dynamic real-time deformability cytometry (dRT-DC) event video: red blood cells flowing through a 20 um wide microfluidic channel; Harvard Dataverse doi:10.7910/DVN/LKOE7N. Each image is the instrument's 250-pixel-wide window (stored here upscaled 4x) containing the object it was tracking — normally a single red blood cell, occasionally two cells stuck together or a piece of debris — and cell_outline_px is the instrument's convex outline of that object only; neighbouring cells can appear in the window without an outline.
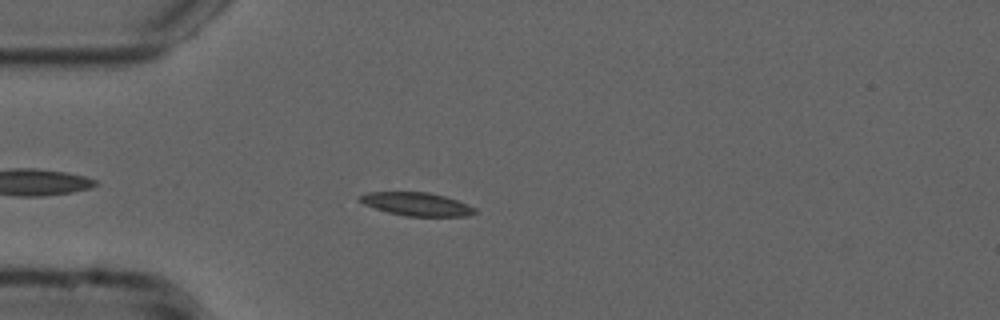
{"species": "common noctule bat (a hibernating species)", "species_latin": "Nyctalus noctula", "temperature_condition": "cold", "stored_images_in_passage": 20, "camera_frame_rate_fps": 3000, "um_per_image_px": 0.085, "animal": {"sex": "male", "forearm_length_mm": 52.5}, "frame": {"image": 1, "passage_image": 6, "time_ms": 1.667, "image_size_px": [1000, 320], "cell_outline_px": [[476, 212], [468, 216], [404, 216], [388, 212], [364, 204], [356, 200], [360, 196], [368, 192], [428, 192], [444, 196], [456, 200], [476, 208]], "centroid_in_image_um": [35.4, 17.35], "position_along_channel_um": 49.6, "area_um2": 15.49}}
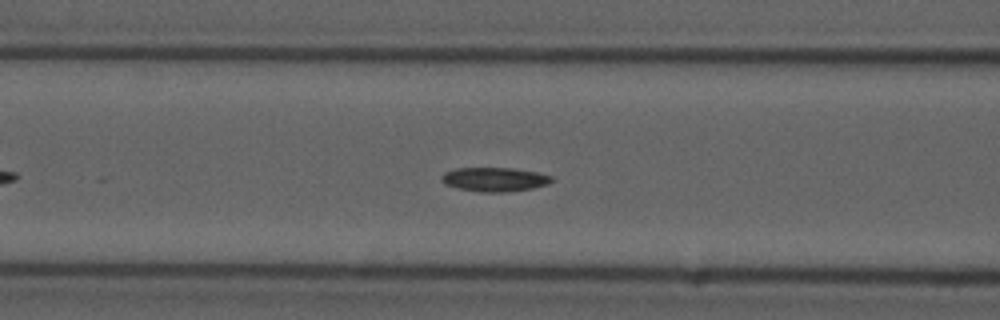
{"frame": {"image": 2, "passage_image": 13, "time_ms": 4.0, "image_size_px": [1000, 320], "cell_outline_px": [[556, 180], [548, 184], [532, 188], [508, 192], [480, 192], [460, 188], [444, 184], [440, 180], [440, 176], [444, 172], [456, 168], [512, 168], [540, 172], [552, 176]], "centroid_in_image_um": [42.07, 15.24], "position_along_channel_um": 124.5, "area_um2": 15.66}}
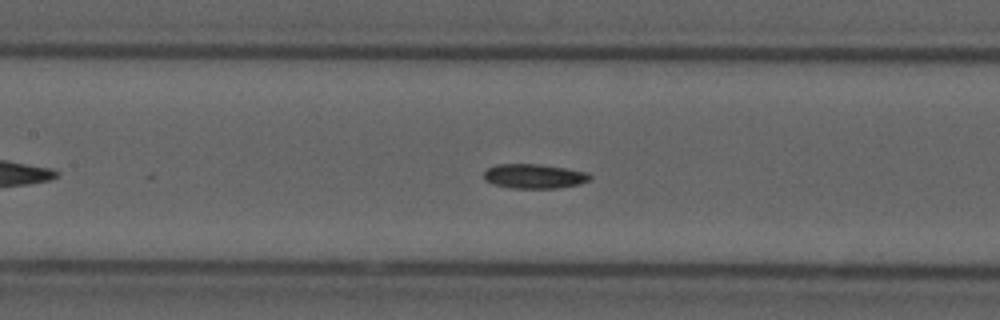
{"frame": {"image": 3, "passage_image": 16, "time_ms": 5.0, "image_size_px": [1000, 320], "cell_outline_px": [[592, 180], [580, 184], [556, 188], [512, 188], [492, 184], [484, 180], [484, 172], [488, 168], [496, 164], [540, 164], [588, 172], [592, 176]], "centroid_in_image_um": [45.42, 14.98], "position_along_channel_um": 162.0, "area_um2": 15.26}}